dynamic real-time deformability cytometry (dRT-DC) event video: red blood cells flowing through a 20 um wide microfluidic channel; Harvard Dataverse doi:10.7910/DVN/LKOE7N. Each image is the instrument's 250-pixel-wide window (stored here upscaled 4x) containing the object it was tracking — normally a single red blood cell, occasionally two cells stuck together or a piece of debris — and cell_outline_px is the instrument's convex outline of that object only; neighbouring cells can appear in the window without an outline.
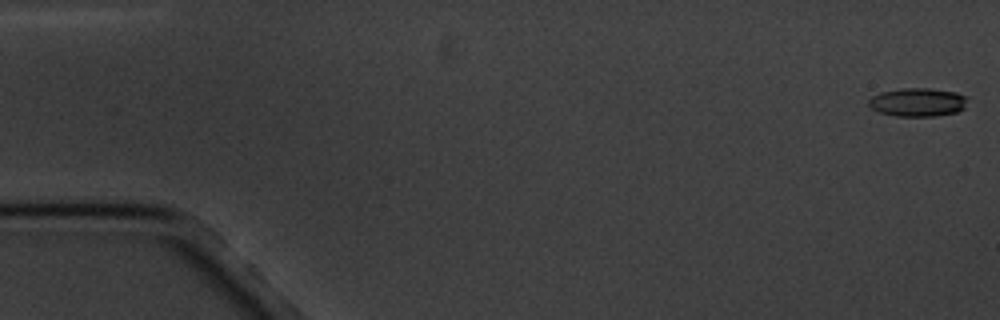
{"species": "common noctule bat (a hibernating species)", "species_latin": "Nyctalus noctula", "temperature_condition": "cold", "stored_images_in_passage": 12, "camera_frame_rate_fps": 3000, "um_per_image_px": 0.085, "animal": {"sex": "male", "body_mass_g": 20.1, "forearm_length_mm": 53.5}, "frame": {"image": 1, "passage_image": 1, "time_ms": 0.0, "image_size_px": [1000, 320], "cell_outline_px": [[968, 96], [964, 108], [956, 112], [936, 116], [896, 116], [880, 112], [872, 108], [868, 104], [868, 100], [872, 96], [880, 92], [904, 88], [928, 88], [956, 92]], "centroid_in_image_um": [78.01, 8.68], "position_along_channel_um": 7.0, "area_um2": 16.42}}
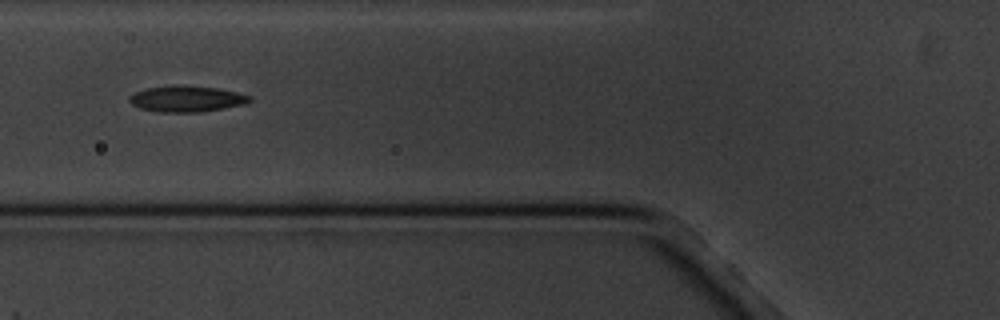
{"frame": {"image": 2, "passage_image": 7, "time_ms": 7.0, "image_size_px": [1000, 320], "cell_outline_px": [[252, 100], [248, 104], [224, 108], [196, 112], [156, 112], [140, 108], [132, 104], [128, 100], [128, 96], [136, 92], [148, 88], [172, 84], [176, 84], [216, 88], [236, 92], [252, 96]], "centroid_in_image_um": [15.87, 8.39], "position_along_channel_um": 109.9, "area_um2": 18.44}}
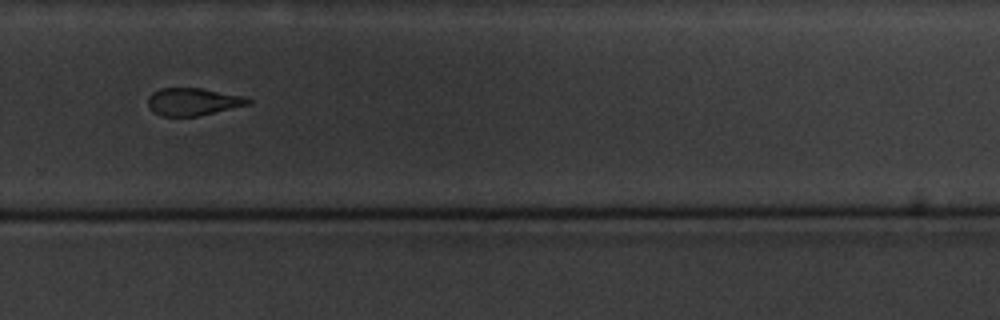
{"frame": {"image": 3, "passage_image": 12, "time_ms": 13.0, "image_size_px": [1000, 320], "cell_outline_px": [[252, 104], [196, 116], [160, 116], [152, 112], [148, 104], [148, 96], [152, 92], [160, 88], [200, 88], [240, 96], [252, 100]], "centroid_in_image_um": [16.35, 8.65], "position_along_channel_um": 313.4, "area_um2": 15.95}}